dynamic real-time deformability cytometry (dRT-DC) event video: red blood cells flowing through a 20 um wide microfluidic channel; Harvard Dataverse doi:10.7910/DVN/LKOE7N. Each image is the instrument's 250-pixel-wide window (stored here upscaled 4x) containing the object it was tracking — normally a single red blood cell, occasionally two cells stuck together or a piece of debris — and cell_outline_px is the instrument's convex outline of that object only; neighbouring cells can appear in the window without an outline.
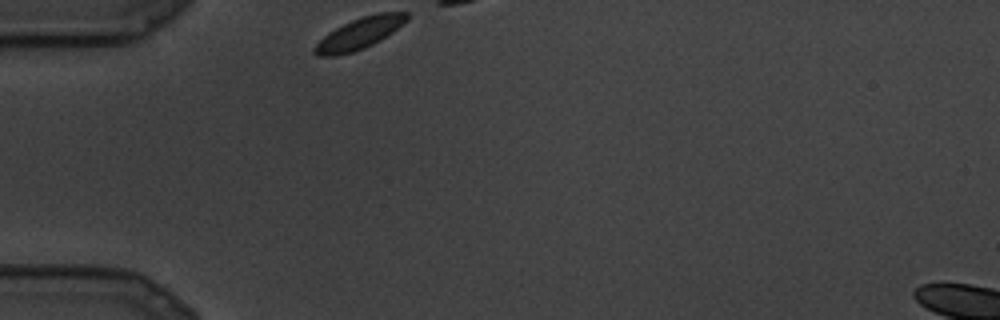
{"species": "common noctule bat (a hibernating species)", "species_latin": "Nyctalus noctula", "temperature_condition": "cold", "stored_images_in_passage": 5, "camera_frame_rate_fps": 3000, "um_per_image_px": 0.085, "animal": {"sex": "male", "body_mass_g": 19.5, "forearm_length_mm": 54.6}, "frame": {"image": 1, "passage_image": 1, "time_ms": 0.0, "image_size_px": [1000, 320], "cell_outline_px": [[408, 20], [392, 32], [380, 40], [364, 48], [352, 52], [336, 56], [316, 56], [312, 52], [312, 48], [328, 32], [352, 20], [376, 12], [408, 12]], "centroid_in_image_um": [30.53, 2.85], "position_along_channel_um": 54.5, "area_um2": 16.76}}